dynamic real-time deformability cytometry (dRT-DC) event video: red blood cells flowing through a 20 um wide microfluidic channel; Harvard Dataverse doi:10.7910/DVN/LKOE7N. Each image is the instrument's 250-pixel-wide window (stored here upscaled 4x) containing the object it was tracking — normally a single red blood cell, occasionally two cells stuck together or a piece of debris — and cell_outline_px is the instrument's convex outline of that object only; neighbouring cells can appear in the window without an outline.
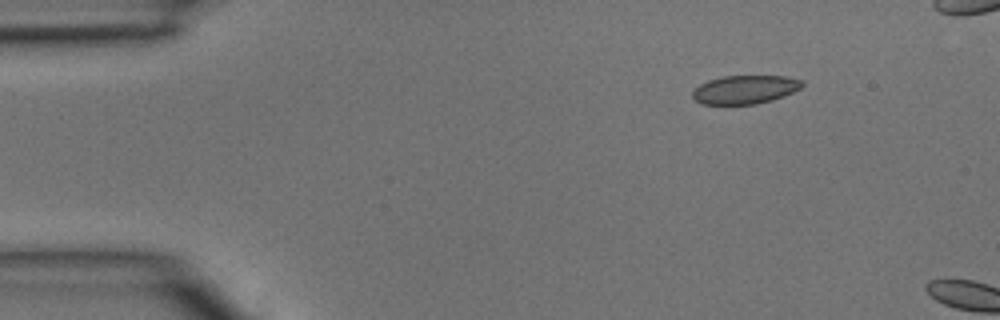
{"species": "common noctule bat (a hibernating species)", "species_latin": "Nyctalus noctula", "temperature_condition": "room temperature", "stored_images_in_passage": 3, "camera_frame_rate_fps": 3000, "um_per_image_px": 0.085, "animal": {"sex": "male", "body_mass_g": 15.6}, "frame": {"image": 1, "passage_image": 2, "time_ms": 0.333, "image_size_px": [1000, 320], "cell_outline_px": [[804, 84], [800, 88], [784, 96], [772, 100], [756, 104], [700, 104], [692, 96], [692, 92], [700, 84], [708, 80], [724, 76], [788, 76], [804, 80]], "centroid_in_image_um": [63.35, 7.61], "position_along_channel_um": 21.7, "area_um2": 18.26}}